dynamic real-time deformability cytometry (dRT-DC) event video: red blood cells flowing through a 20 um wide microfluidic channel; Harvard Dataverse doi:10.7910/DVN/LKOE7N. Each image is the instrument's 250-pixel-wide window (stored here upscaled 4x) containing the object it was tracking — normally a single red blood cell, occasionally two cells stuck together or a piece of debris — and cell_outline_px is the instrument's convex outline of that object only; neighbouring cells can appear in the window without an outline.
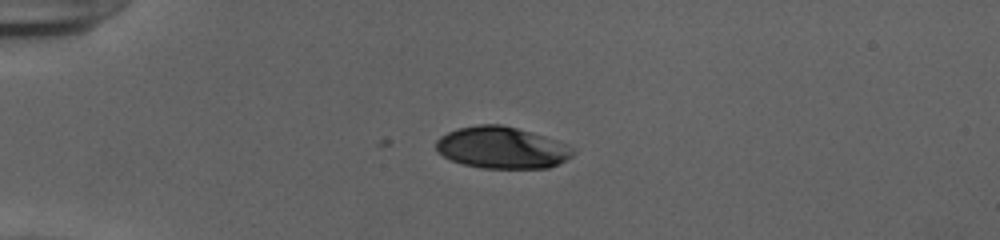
{"species": "human", "species_latin": "Homo sapiens", "temperature_condition": "cold", "stored_images_in_passage": 40, "camera_frame_rate_fps": 3000, "um_per_image_px": 0.085, "donor": {"sex": "female"}, "frame": {"image": 1, "passage_image": 1, "time_ms": 0.0, "image_size_px": [1000, 240], "cell_outline_px": [[576, 152], [572, 156], [548, 168], [480, 168], [464, 164], [452, 160], [444, 156], [436, 148], [436, 140], [440, 136], [456, 128], [480, 124], [500, 124], [516, 128], [544, 136], [556, 140], [572, 148]], "centroid_in_image_um": [42.63, 12.55], "position_along_channel_um": 42.4, "area_um2": 33.0}}
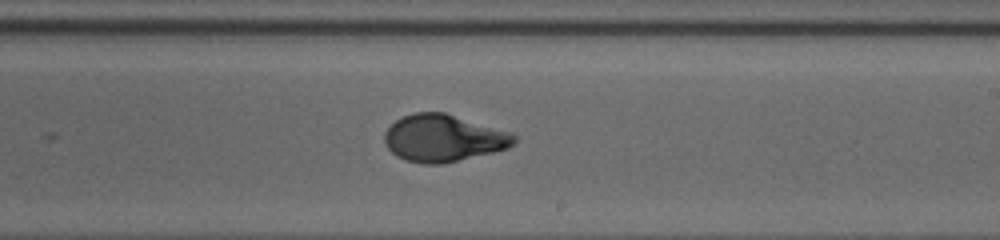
{"frame": {"image": 2, "passage_image": 20, "time_ms": 6.333, "image_size_px": [1000, 240], "cell_outline_px": [[516, 140], [508, 148], [444, 164], [424, 164], [408, 160], [396, 156], [384, 144], [384, 132], [396, 120], [404, 116], [416, 112], [444, 112], [508, 132], [516, 136]], "centroid_in_image_um": [37.65, 11.75], "position_along_channel_um": 251.4, "area_um2": 35.14}}
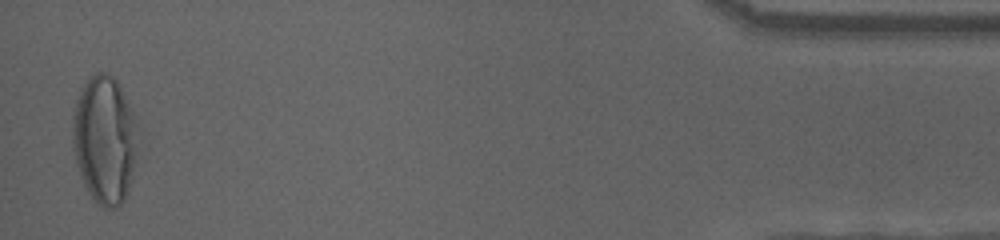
{"frame": {"image": 3, "passage_image": 39, "time_ms": 12.667, "image_size_px": [1000, 240], "cell_outline_px": [[144, 152], [128, 188], [120, 204], [116, 208], [104, 208], [88, 192], [80, 176], [76, 164], [72, 140], [72, 116], [76, 100], [80, 88], [96, 72], [100, 72], [112, 76], [116, 80], [132, 112], [140, 132]], "centroid_in_image_um": [8.96, 11.9], "position_along_channel_um": 426.2, "area_um2": 49.94}, "authors_computed_cell_mechanics": {"area_um2": 35.4025, "velocity_mm_per_s": 3.9387, "shape_relaxation_time_tau1_ms": 7.706, "shape_relaxation_time_tau2_ms": null, "deformation_change_tau1": 0.2788, "deformation_change_tau2": null}}